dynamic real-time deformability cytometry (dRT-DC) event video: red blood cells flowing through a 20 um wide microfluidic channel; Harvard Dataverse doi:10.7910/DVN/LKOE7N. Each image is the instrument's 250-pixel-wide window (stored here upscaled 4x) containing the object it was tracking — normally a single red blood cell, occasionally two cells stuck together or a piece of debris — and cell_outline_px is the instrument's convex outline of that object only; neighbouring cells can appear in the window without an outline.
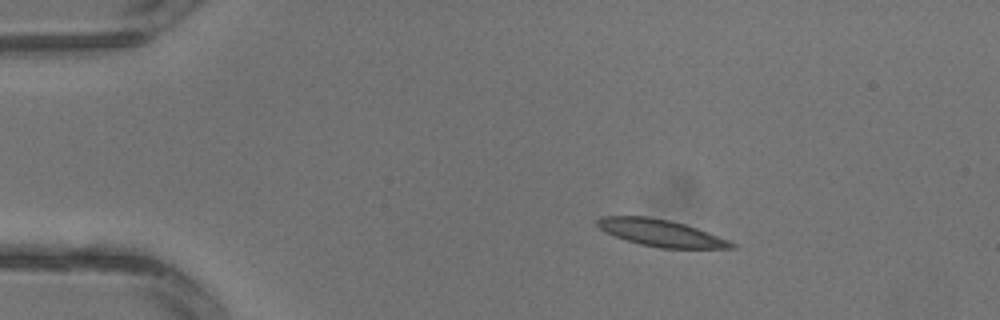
{"species": "common noctule bat (a hibernating species)", "species_latin": "Nyctalus noctula", "temperature_condition": "warm", "stored_images_in_passage": 2, "camera_frame_rate_fps": 3000, "um_per_image_px": 0.085, "animal": {"sex": "male", "body_mass_g": 13.3}, "frame": {"image": 1, "passage_image": 1, "time_ms": 0.0, "image_size_px": [1000, 320], "cell_outline_px": [[736, 248], [660, 248], [640, 244], [616, 236], [600, 228], [596, 224], [596, 220], [600, 216], [648, 216], [668, 220], [684, 224], [708, 232], [728, 240], [736, 244]], "centroid_in_image_um": [56.17, 19.79], "position_along_channel_um": 28.8, "area_um2": 20.69}}